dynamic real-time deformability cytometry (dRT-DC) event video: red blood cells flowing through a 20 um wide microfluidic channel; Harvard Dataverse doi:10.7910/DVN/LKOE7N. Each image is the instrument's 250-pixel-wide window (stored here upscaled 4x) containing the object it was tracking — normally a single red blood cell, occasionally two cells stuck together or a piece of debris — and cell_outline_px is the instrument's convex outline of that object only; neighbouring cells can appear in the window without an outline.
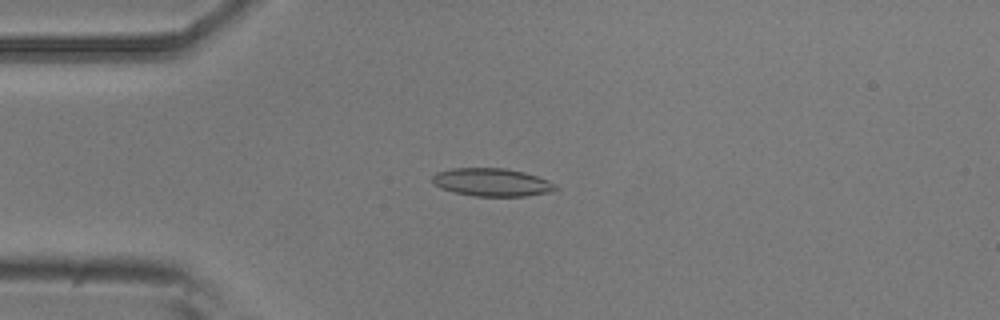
{"species": "common noctule bat (a hibernating species)", "species_latin": "Nyctalus noctula", "temperature_condition": "room temperature", "stored_images_in_passage": 54, "camera_frame_rate_fps": 3000, "um_per_image_px": 0.085, "animal": {"sex": "male", "body_mass_g": 20.5, "forearm_length_mm": 52.5}, "frame": {"image": 1, "passage_image": 13, "time_ms": 4.0, "image_size_px": [1000, 320], "cell_outline_px": [[560, 188], [548, 192], [524, 196], [476, 196], [456, 192], [444, 188], [436, 184], [432, 180], [432, 176], [436, 172], [452, 168], [508, 168], [524, 172], [548, 180], [556, 184]], "centroid_in_image_um": [41.85, 15.48], "position_along_channel_um": 43.1, "area_um2": 19.88}}
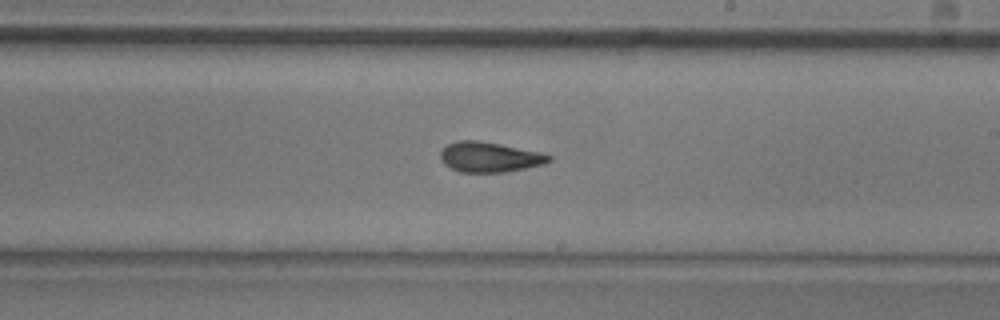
{"frame": {"image": 2, "passage_image": 31, "time_ms": 10.0, "image_size_px": [1000, 320], "cell_outline_px": [[552, 160], [544, 164], [504, 172], [460, 172], [444, 164], [440, 160], [440, 152], [448, 144], [456, 140], [476, 140], [500, 144], [540, 152], [552, 156]], "centroid_in_image_um": [41.59, 13.35], "position_along_channel_um": 247.4, "area_um2": 18.96}}
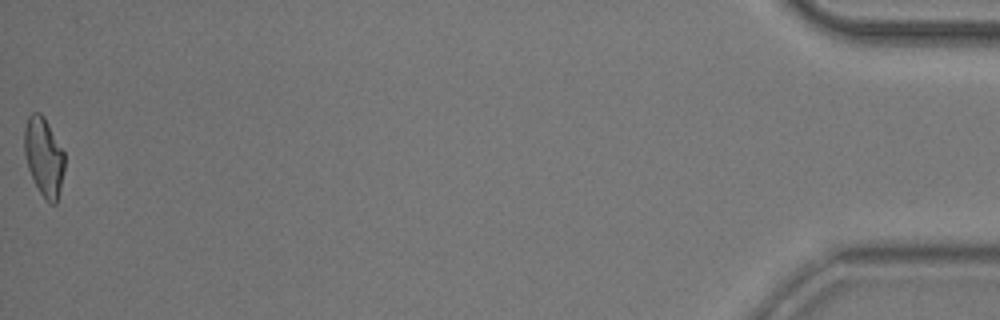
{"frame": {"image": 3, "passage_image": 54, "time_ms": 17.667, "image_size_px": [1000, 320], "cell_outline_px": [[64, 172], [56, 204], [52, 204], [40, 192], [28, 168], [24, 152], [24, 128], [28, 116], [32, 112], [40, 112], [44, 116], [64, 152]], "centroid_in_image_um": [3.72, 13.28], "position_along_channel_um": 431.5, "area_um2": 18.21}, "authors_computed_cell_mechanics": {"area_um2": 19.2185, "velocity_mm_per_s": 3.7085, "shape_relaxation_time_tau1_ms": null, "shape_relaxation_time_tau2_ms": 2.6728, "deformation_change_tau1": null, "deformation_change_tau2": 0.1091}}